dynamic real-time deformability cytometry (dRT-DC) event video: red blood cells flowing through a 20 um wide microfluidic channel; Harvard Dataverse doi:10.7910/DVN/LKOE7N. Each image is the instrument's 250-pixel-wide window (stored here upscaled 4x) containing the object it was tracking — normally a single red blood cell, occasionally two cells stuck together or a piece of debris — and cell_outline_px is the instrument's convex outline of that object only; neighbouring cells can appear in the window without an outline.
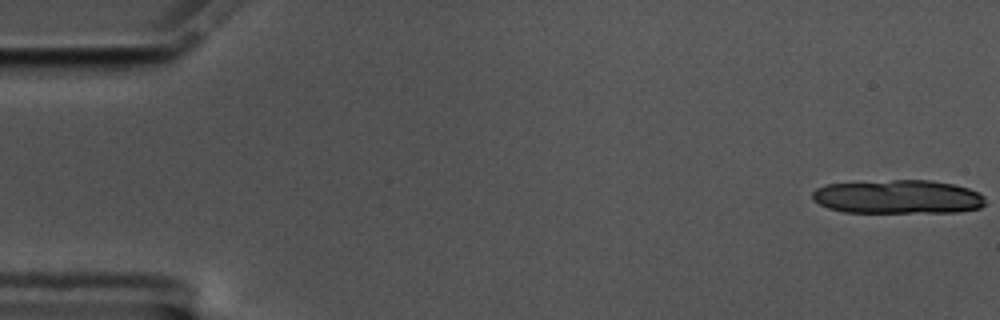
{"species": "common noctule bat (a hibernating species)", "species_latin": "Nyctalus noctula", "temperature_condition": "cold", "stored_images_in_passage": 13, "camera_frame_rate_fps": 3000, "um_per_image_px": 0.085, "animal": {"sex": "male", "body_mass_g": 17.5, "forearm_length_mm": 52.3}, "frame": {"image": 1, "passage_image": 1, "time_ms": 0.0, "image_size_px": [1000, 320], "cell_outline_px": [[984, 204], [980, 208], [956, 212], [844, 212], [828, 208], [812, 200], [812, 192], [816, 188], [828, 184], [892, 180], [928, 180], [952, 184], [968, 188], [984, 196]], "centroid_in_image_um": [76.3, 16.73], "position_along_channel_um": 8.7, "area_um2": 33.93}}